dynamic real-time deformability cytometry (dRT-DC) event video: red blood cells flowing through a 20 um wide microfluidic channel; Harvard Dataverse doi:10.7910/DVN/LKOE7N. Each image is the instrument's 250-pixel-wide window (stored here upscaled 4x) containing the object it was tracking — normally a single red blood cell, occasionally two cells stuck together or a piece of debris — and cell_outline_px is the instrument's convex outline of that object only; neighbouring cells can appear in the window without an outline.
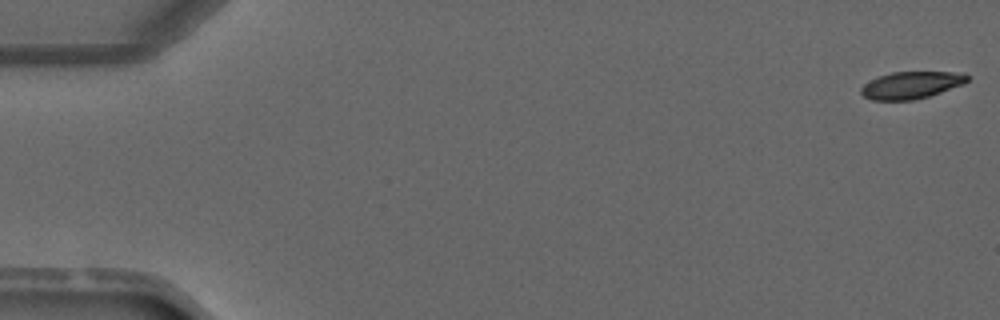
{"species": "common noctule bat (a hibernating species)", "species_latin": "Nyctalus noctula", "temperature_condition": "warm", "stored_images_in_passage": 4, "camera_frame_rate_fps": 3000, "um_per_image_px": 0.085, "animal": {"sex": "male", "forearm_length_mm": 52.5}, "frame": {"image": 1, "passage_image": 1, "time_ms": 0.0, "image_size_px": [1000, 320], "cell_outline_px": [[968, 80], [964, 84], [928, 96], [912, 100], [872, 100], [864, 96], [860, 92], [860, 88], [864, 84], [880, 76], [892, 72], [964, 72], [968, 76]], "centroid_in_image_um": [77.47, 7.23], "position_along_channel_um": 7.5, "area_um2": 16.65}}